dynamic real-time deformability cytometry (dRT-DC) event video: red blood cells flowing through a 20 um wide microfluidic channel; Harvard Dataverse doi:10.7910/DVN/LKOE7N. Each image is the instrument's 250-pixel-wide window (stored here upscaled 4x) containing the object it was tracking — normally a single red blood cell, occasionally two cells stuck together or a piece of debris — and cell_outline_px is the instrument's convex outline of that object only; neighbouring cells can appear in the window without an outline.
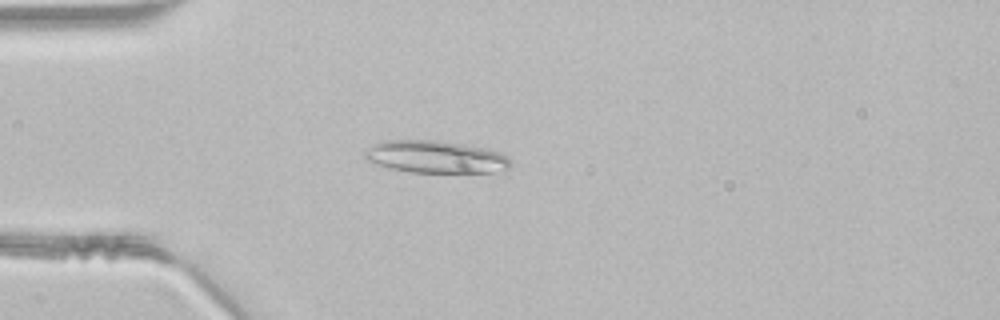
{"species": "common noctule bat (a hibernating species)", "species_latin": "Nyctalus noctula", "temperature_condition": "room temperature", "stored_images_in_passage": 34, "camera_frame_rate_fps": 3000, "um_per_image_px": 0.085, "animal": {"sex": "male", "body_mass_g": 21.5, "forearm_length_mm": 52.0}, "frame": {"image": 1, "passage_image": 3, "time_ms": 0.667, "image_size_px": [1000, 320], "cell_outline_px": [[512, 164], [508, 168], [492, 172], [412, 172], [392, 168], [376, 164], [368, 160], [364, 156], [364, 152], [368, 148], [384, 140], [436, 140], [484, 148], [500, 152], [508, 156]], "centroid_in_image_um": [37.04, 13.33], "position_along_channel_um": 48.0, "area_um2": 27.17}}
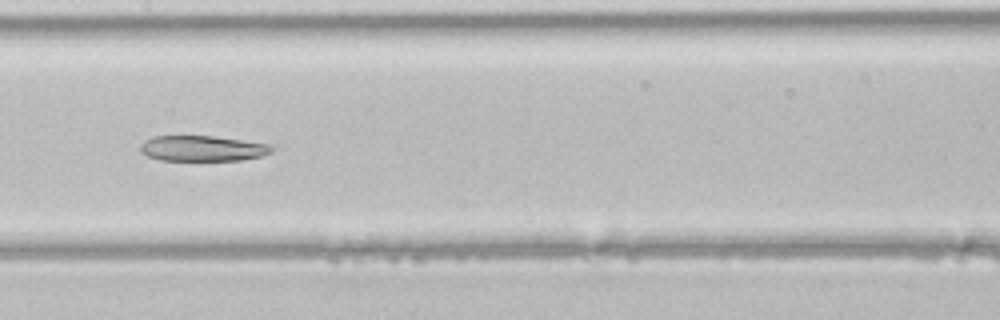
{"frame": {"image": 2, "passage_image": 14, "time_ms": 4.333, "image_size_px": [1000, 320], "cell_outline_px": [[272, 152], [264, 156], [240, 160], [160, 160], [148, 156], [140, 152], [140, 144], [144, 140], [152, 136], [212, 136], [268, 144], [272, 148]], "centroid_in_image_um": [17.17, 12.62], "position_along_channel_um": 190.2, "area_um2": 19.48}}
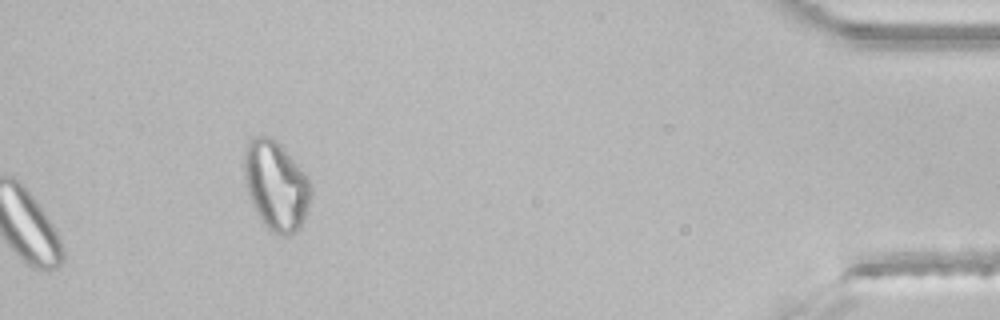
{"frame": {"image": 3, "passage_image": 34, "time_ms": 11.0, "image_size_px": [1000, 320], "cell_outline_px": [[312, 192], [308, 212], [300, 228], [296, 232], [288, 236], [280, 236], [272, 232], [268, 228], [256, 212], [248, 192], [244, 176], [244, 156], [248, 144], [252, 136], [268, 136], [276, 140], [284, 148], [308, 176], [312, 188]], "centroid_in_image_um": [23.5, 15.79], "position_along_channel_um": 411.7, "area_um2": 34.85}}